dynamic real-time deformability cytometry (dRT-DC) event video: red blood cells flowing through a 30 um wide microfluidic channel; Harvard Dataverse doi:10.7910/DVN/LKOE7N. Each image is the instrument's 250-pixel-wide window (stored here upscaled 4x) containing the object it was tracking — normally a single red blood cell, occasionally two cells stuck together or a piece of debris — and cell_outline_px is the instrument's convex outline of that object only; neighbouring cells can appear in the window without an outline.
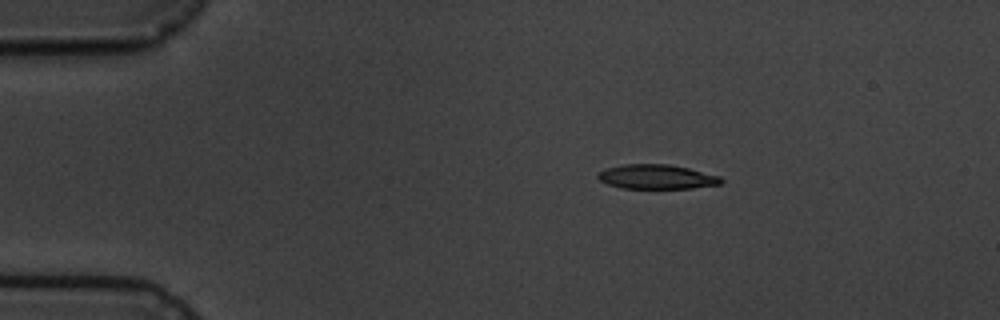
{"species": "common noctule bat (a hibernating species)", "species_latin": "Nyctalus noctula", "temperature_condition": "cold", "stored_images_in_passage": 3, "camera_frame_rate_fps": 3000, "um_per_image_px": 0.085, "animal": {"sex": "male", "body_mass_g": 19.5, "forearm_length_mm": 54.6}, "frame": {"image": 1, "passage_image": 1, "time_ms": 0.0, "image_size_px": [1000, 320], "cell_outline_px": [[724, 180], [720, 184], [692, 188], [620, 188], [608, 184], [600, 180], [596, 176], [600, 172], [608, 168], [624, 164], [668, 164], [688, 168], [720, 176]], "centroid_in_image_um": [55.83, 15.03], "position_along_channel_um": 29.2, "area_um2": 17.4}}
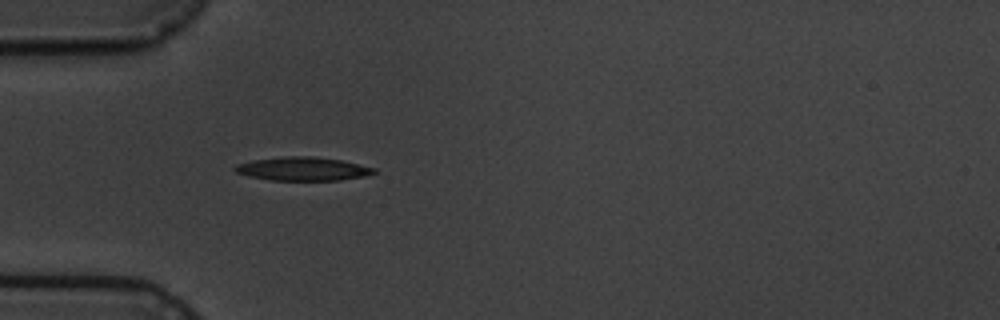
{"frame": {"image": 2, "passage_image": 3, "time_ms": 2.333, "image_size_px": [1000, 320], "cell_outline_px": [[376, 172], [364, 176], [340, 180], [272, 180], [248, 176], [236, 172], [232, 168], [236, 164], [252, 160], [284, 156], [312, 156], [340, 160], [376, 168]], "centroid_in_image_um": [25.7, 14.35], "position_along_channel_um": 59.3, "area_um2": 19.02}}